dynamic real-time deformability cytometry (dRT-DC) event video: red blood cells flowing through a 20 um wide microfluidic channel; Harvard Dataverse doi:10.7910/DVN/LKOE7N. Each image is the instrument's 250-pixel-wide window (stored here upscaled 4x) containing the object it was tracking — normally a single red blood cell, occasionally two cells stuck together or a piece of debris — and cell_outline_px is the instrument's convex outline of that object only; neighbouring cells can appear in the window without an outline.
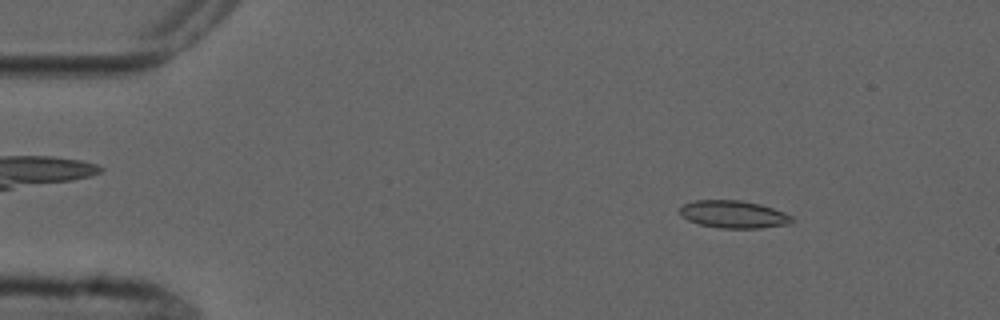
{"species": "common noctule bat (a hibernating species)", "species_latin": "Nyctalus noctula", "temperature_condition": "cold", "stored_images_in_passage": 4, "camera_frame_rate_fps": 3000, "um_per_image_px": 0.085, "animal": {"sex": "male", "forearm_length_mm": 52.5}, "frame": {"image": 1, "passage_image": 2, "time_ms": 1.0, "image_size_px": [1000, 320], "cell_outline_px": [[796, 220], [792, 224], [760, 228], [720, 228], [700, 224], [688, 220], [680, 212], [680, 208], [684, 204], [696, 200], [740, 200], [760, 204], [784, 212], [792, 216]], "centroid_in_image_um": [62.42, 18.22], "position_along_channel_um": 22.6, "area_um2": 17.98}}
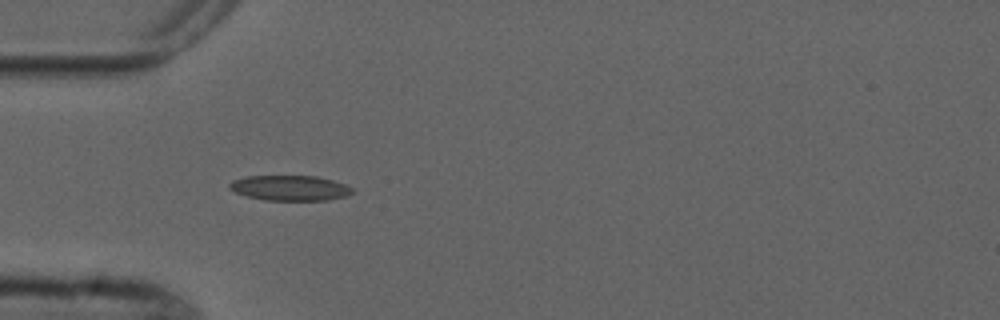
{"frame": {"image": 2, "passage_image": 4, "time_ms": 4.0, "image_size_px": [1000, 320], "cell_outline_px": [[352, 192], [348, 196], [328, 200], [264, 200], [248, 196], [236, 192], [228, 188], [228, 184], [232, 180], [244, 176], [316, 176], [332, 180], [344, 184], [352, 188]], "centroid_in_image_um": [24.62, 15.97], "position_along_channel_um": 60.4, "area_um2": 18.03}}